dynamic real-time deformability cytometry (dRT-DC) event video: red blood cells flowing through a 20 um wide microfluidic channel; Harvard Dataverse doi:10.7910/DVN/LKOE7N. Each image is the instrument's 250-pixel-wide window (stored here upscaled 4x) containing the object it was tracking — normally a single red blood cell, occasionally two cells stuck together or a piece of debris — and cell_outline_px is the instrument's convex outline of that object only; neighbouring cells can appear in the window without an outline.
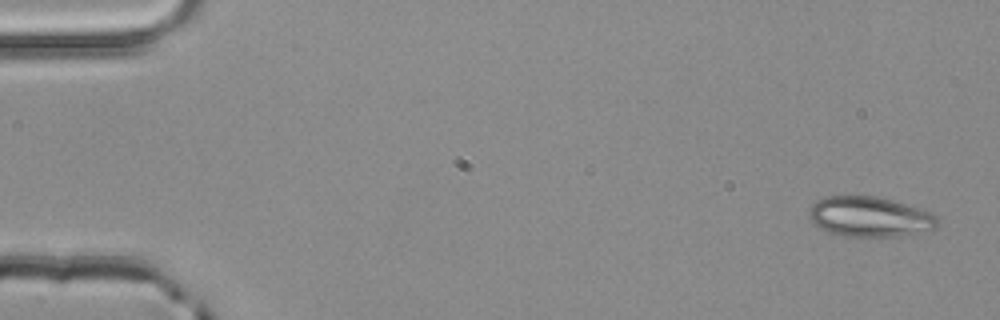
{"species": "common noctule bat (a hibernating species)", "species_latin": "Nyctalus noctula", "temperature_condition": "room temperature", "stored_images_in_passage": 3, "camera_frame_rate_fps": 3000, "um_per_image_px": 0.085, "animal": {"sex": "male", "body_mass_g": 20.4}, "frame": {"image": 1, "passage_image": 1, "time_ms": 0.0, "image_size_px": [1000, 320], "cell_outline_px": [[940, 220], [936, 228], [900, 236], [852, 236], [828, 232], [816, 224], [808, 216], [808, 212], [812, 204], [816, 200], [824, 196], [876, 196], [892, 200], [932, 212]], "centroid_in_image_um": [73.94, 18.41], "position_along_channel_um": 11.1, "area_um2": 29.88}}